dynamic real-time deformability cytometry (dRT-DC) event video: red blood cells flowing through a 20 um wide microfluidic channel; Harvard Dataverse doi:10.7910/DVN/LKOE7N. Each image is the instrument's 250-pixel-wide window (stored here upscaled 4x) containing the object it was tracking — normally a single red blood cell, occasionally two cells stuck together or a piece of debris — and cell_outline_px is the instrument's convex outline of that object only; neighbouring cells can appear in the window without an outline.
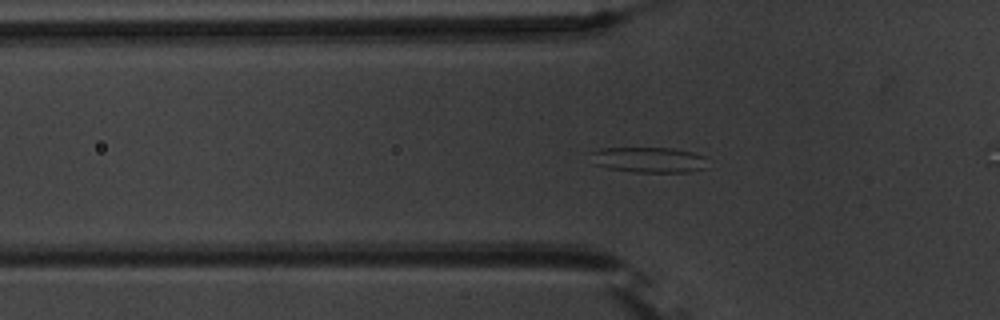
{"species": "common noctule bat (a hibernating species)", "species_latin": "Nyctalus noctula", "temperature_condition": "warm", "stored_images_in_passage": 9, "camera_frame_rate_fps": 3000, "um_per_image_px": 0.085, "animal": {"sex": "male", "body_mass_g": 20.1, "forearm_length_mm": 53.5}, "frame": {"image": 1, "passage_image": 8, "time_ms": 2.333, "image_size_px": [1000, 320], "cell_outline_px": [[708, 168], [688, 172], [636, 172], [608, 168], [596, 164], [588, 152], [600, 148], [672, 148], [692, 152], [704, 156]], "centroid_in_image_um": [55.16, 13.58], "position_along_channel_um": 70.6, "area_um2": 17.4}}